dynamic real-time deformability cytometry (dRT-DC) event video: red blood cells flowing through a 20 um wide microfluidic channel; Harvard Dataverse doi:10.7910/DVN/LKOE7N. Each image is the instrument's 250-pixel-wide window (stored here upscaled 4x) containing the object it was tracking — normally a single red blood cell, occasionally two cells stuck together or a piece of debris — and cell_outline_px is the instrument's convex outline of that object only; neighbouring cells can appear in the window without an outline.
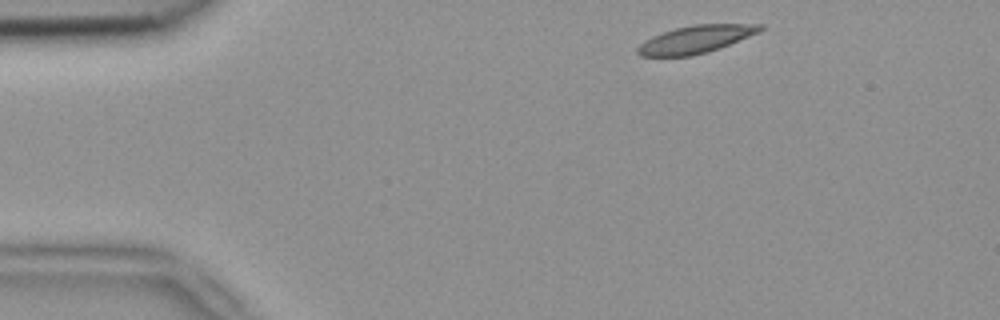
{"species": "common noctule bat (a hibernating species)", "species_latin": "Nyctalus noctula", "temperature_condition": "room temperature", "stored_images_in_passage": 2, "camera_frame_rate_fps": 3000, "um_per_image_px": 0.085, "animal": {"sex": "female", "body_mass_g": 18.4}, "frame": {"image": 1, "passage_image": 1, "time_ms": 0.0, "image_size_px": [1000, 320], "cell_outline_px": [[764, 28], [760, 32], [720, 48], [708, 52], [692, 56], [640, 56], [636, 52], [636, 48], [644, 40], [652, 36], [676, 28], [692, 24], [764, 24]], "centroid_in_image_um": [59.15, 3.34], "position_along_channel_um": 25.9, "area_um2": 19.83}}